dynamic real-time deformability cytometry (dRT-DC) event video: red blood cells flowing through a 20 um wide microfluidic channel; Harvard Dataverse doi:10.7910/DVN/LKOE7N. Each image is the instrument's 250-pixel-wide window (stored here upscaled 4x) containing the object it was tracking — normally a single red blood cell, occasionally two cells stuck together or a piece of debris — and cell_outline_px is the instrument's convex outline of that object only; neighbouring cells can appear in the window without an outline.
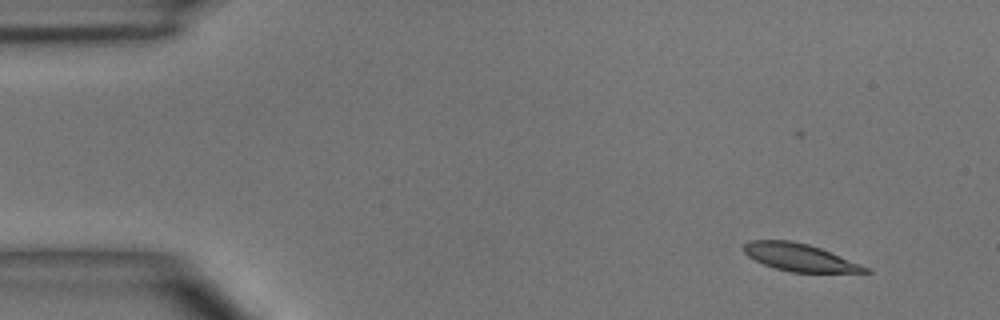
{"species": "common noctule bat (a hibernating species)", "species_latin": "Nyctalus noctula", "temperature_condition": "room temperature", "stored_images_in_passage": 5, "camera_frame_rate_fps": 3000, "um_per_image_px": 0.085, "animal": {"sex": "male", "body_mass_g": 15.6}, "frame": {"image": 1, "passage_image": 1, "time_ms": 0.0, "image_size_px": [1000, 320], "cell_outline_px": [[872, 272], [792, 272], [776, 268], [764, 264], [748, 256], [740, 248], [748, 240], [792, 240], [808, 244], [820, 248], [860, 264], [868, 268]], "centroid_in_image_um": [67.9, 21.86], "position_along_channel_um": 17.1, "area_um2": 19.25}}
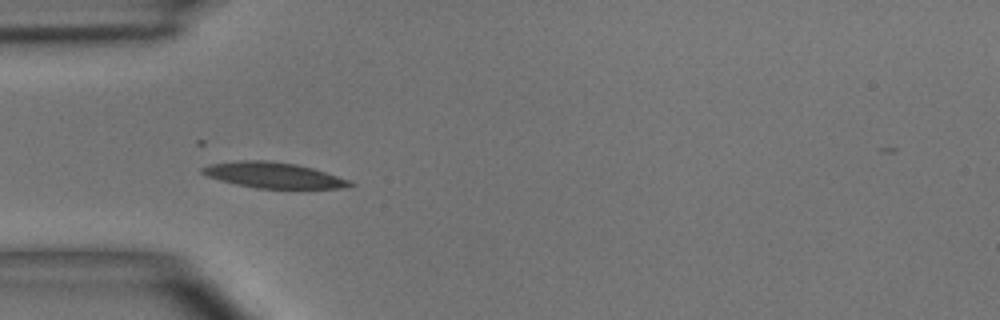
{"frame": {"image": 2, "passage_image": 4, "time_ms": 3.667, "image_size_px": [1000, 320], "cell_outline_px": [[356, 184], [344, 188], [256, 188], [236, 184], [220, 180], [208, 176], [200, 172], [200, 168], [208, 164], [240, 160], [272, 160], [296, 164], [312, 168], [352, 180]], "centroid_in_image_um": [23.25, 14.88], "position_along_channel_um": 61.7, "area_um2": 22.2}}
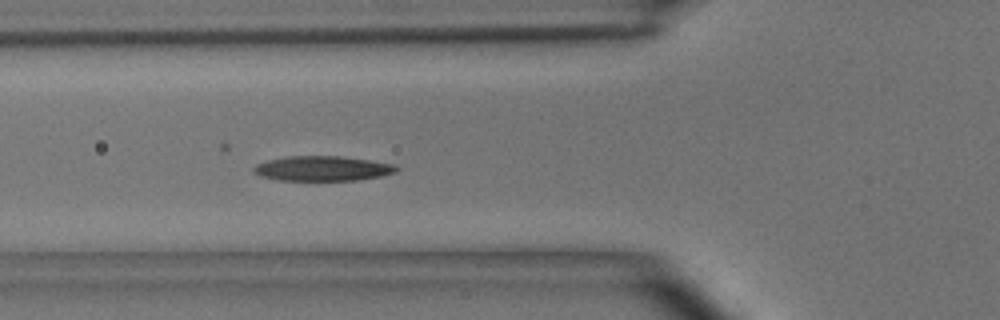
{"frame": {"image": 3, "passage_image": 5, "time_ms": 4.667, "image_size_px": [1000, 320], "cell_outline_px": [[400, 168], [396, 172], [380, 176], [356, 180], [276, 180], [260, 176], [252, 172], [252, 168], [256, 164], [268, 160], [284, 156], [340, 156], [368, 160], [392, 164]], "centroid_in_image_um": [27.35, 14.32], "position_along_channel_um": 98.4, "area_um2": 20.69}}